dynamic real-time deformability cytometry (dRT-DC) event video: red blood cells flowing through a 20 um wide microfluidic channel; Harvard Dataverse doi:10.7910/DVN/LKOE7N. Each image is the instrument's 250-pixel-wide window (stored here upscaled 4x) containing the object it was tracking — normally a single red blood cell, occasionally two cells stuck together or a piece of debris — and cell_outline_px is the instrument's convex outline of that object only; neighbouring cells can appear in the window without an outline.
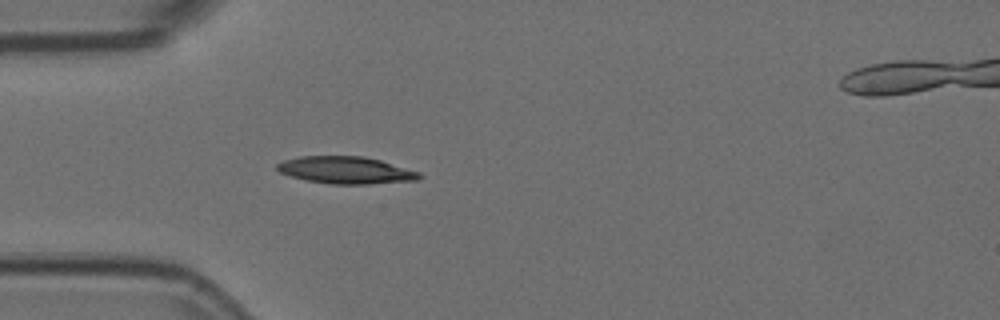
{"species": "Egyptian fruit bat (a non-hibernating species)", "species_latin": "Rousettus aegyptiacus", "temperature_condition": "room temperature", "stored_images_in_passage": 4, "camera_frame_rate_fps": 3000, "um_per_image_px": 0.085, "animal": {"sex": "female"}, "frame": {"image": 1, "passage_image": 4, "time_ms": 1.0, "image_size_px": [1000, 320], "cell_outline_px": [[424, 176], [416, 180], [368, 184], [328, 184], [304, 180], [280, 172], [276, 168], [276, 164], [284, 160], [300, 156], [364, 156], [380, 160], [420, 172]], "centroid_in_image_um": [29.39, 14.46], "position_along_channel_um": 55.6, "area_um2": 22.54}}